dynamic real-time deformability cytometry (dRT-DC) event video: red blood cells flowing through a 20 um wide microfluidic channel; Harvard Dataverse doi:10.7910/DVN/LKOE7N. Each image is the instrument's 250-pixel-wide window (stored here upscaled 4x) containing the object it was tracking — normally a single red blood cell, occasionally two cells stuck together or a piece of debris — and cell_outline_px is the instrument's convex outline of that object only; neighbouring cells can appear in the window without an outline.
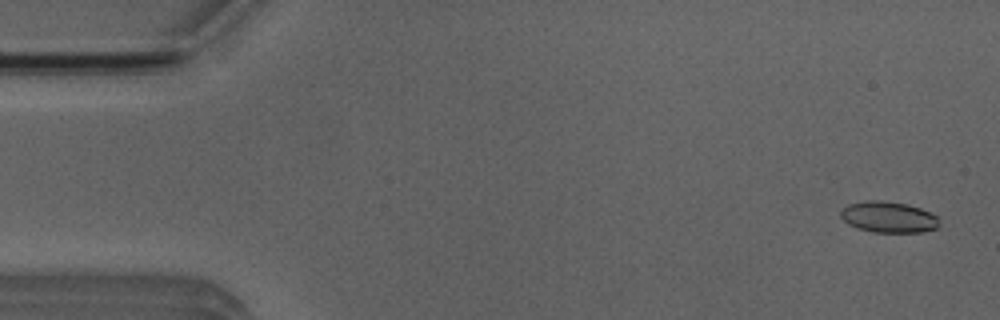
{"species": "Egyptian fruit bat (a non-hibernating species)", "species_latin": "Rousettus aegyptiacus", "temperature_condition": "room temperature", "stored_images_in_passage": 6, "camera_frame_rate_fps": 3000, "um_per_image_px": 0.085, "animal": {"sex": "male"}, "frame": {"image": 1, "passage_image": 1, "time_ms": 0.0, "image_size_px": [1000, 320], "cell_outline_px": [[936, 228], [924, 232], [872, 232], [856, 228], [848, 224], [840, 216], [840, 212], [848, 204], [864, 200], [880, 200], [908, 204], [920, 208], [936, 216]], "centroid_in_image_um": [75.46, 18.45], "position_along_channel_um": 9.5, "area_um2": 17.74}}